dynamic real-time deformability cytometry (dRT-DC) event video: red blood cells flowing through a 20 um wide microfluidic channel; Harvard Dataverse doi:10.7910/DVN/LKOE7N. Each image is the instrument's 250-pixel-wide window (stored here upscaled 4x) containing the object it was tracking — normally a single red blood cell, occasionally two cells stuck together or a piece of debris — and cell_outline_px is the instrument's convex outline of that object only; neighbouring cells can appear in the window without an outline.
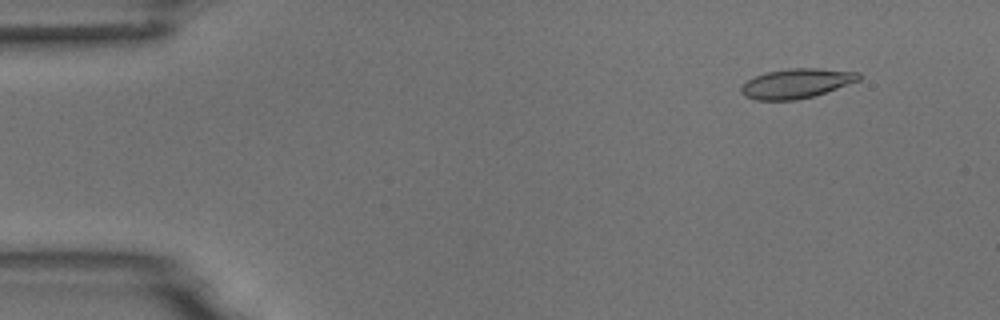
{"species": "common noctule bat (a hibernating species)", "species_latin": "Nyctalus noctula", "temperature_condition": "room temperature", "stored_images_in_passage": 54, "camera_frame_rate_fps": 3000, "um_per_image_px": 0.085, "animal": {"sex": "male", "body_mass_g": 18.8}, "frame": {"image": 1, "passage_image": 5, "time_ms": 1.333, "image_size_px": [1000, 320], "cell_outline_px": [[860, 80], [812, 96], [796, 100], [756, 100], [744, 96], [740, 92], [740, 88], [748, 80], [756, 76], [768, 72], [788, 68], [820, 68], [860, 72]], "centroid_in_image_um": [67.69, 7.08], "position_along_channel_um": 17.3, "area_um2": 20.11}}
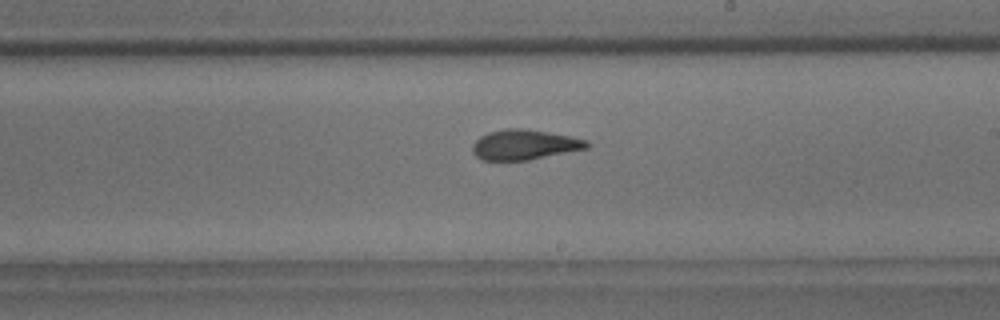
{"frame": {"image": 2, "passage_image": 31, "time_ms": 10.0, "image_size_px": [1000, 320], "cell_outline_px": [[592, 144], [588, 148], [528, 160], [480, 160], [472, 152], [472, 144], [480, 136], [488, 132], [508, 128], [524, 128], [572, 136], [588, 140]], "centroid_in_image_um": [44.59, 12.29], "position_along_channel_um": 244.4, "area_um2": 20.23}}
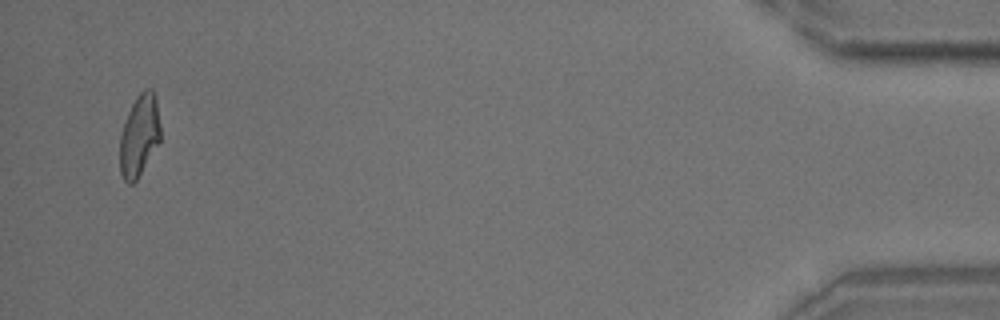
{"frame": {"image": 3, "passage_image": 52, "time_ms": 17.0, "image_size_px": [1000, 320], "cell_outline_px": [[160, 140], [136, 180], [132, 184], [128, 184], [124, 180], [120, 172], [120, 136], [128, 112], [136, 96], [144, 88], [152, 88], [156, 96], [160, 124]], "centroid_in_image_um": [11.84, 11.48], "position_along_channel_um": 423.4, "area_um2": 19.25}, "authors_computed_cell_mechanics": {"area_um2": 20.0277, "velocity_mm_per_s": 3.7217, "shape_relaxation_time_tau1_ms": 6.7387, "shape_relaxation_time_tau2_ms": 2.4257, "deformation_change_tau1": 0.201, "deformation_change_tau2": 0.1097}}